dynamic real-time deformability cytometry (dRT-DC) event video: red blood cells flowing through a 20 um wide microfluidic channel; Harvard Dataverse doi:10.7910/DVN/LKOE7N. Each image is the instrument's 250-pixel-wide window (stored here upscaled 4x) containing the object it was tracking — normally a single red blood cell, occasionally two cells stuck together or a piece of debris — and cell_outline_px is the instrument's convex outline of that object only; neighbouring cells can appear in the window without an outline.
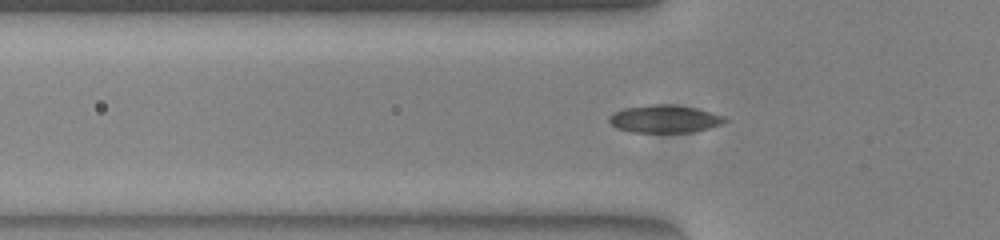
{"species": "common noctule bat (a hibernating species)", "species_latin": "Nyctalus noctula", "temperature_condition": "warm", "stored_images_in_passage": 37, "camera_frame_rate_fps": 3000, "um_per_image_px": 0.085, "animal": {"sex": "female", "body_mass_g": 23.0, "forearm_length_mm": 53.4}, "frame": {"image": 1, "passage_image": 2, "time_ms": 0.333, "image_size_px": [1000, 240], "cell_outline_px": [[728, 120], [720, 124], [708, 128], [692, 132], [632, 132], [616, 128], [608, 120], [608, 116], [612, 112], [624, 108], [652, 104], [672, 104], [696, 108], [724, 116]], "centroid_in_image_um": [56.45, 10.1], "position_along_channel_um": 69.4, "area_um2": 18.67}}
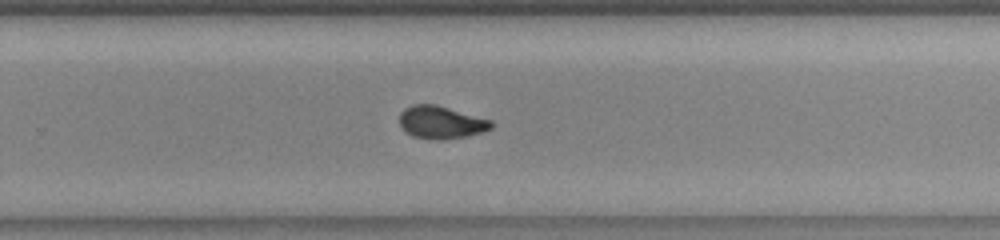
{"frame": {"image": 2, "passage_image": 19, "time_ms": 6.0, "image_size_px": [1000, 240], "cell_outline_px": [[496, 124], [492, 128], [480, 132], [464, 136], [444, 140], [440, 140], [412, 136], [404, 132], [400, 124], [400, 112], [404, 108], [412, 104], [436, 104], [492, 120]], "centroid_in_image_um": [37.48, 10.39], "position_along_channel_um": 292.3, "area_um2": 17.57}}
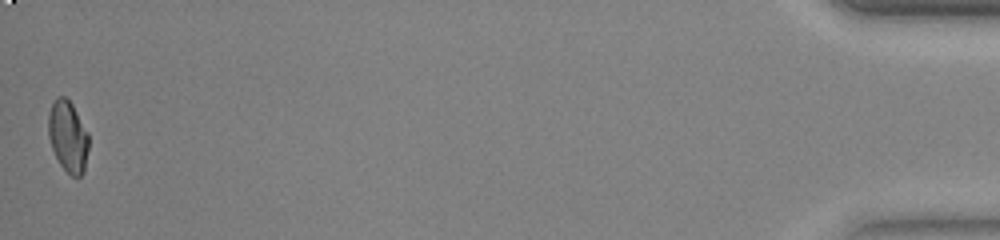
{"frame": {"image": 3, "passage_image": 37, "time_ms": 12.0, "image_size_px": [1000, 240], "cell_outline_px": [[88, 148], [84, 172], [80, 176], [72, 176], [60, 164], [52, 148], [48, 136], [48, 112], [56, 96], [64, 96], [72, 104], [88, 132]], "centroid_in_image_um": [5.77, 11.58], "position_along_channel_um": 429.4, "area_um2": 16.7}, "authors_computed_cell_mechanics": {"area_um2": 17.5134, "velocity_mm_per_s": 3.9326, "shape_relaxation_time_tau1_ms": 4.725, "shape_relaxation_time_tau2_ms": null, "deformation_change_tau1": 0.1815, "deformation_change_tau2": null}}